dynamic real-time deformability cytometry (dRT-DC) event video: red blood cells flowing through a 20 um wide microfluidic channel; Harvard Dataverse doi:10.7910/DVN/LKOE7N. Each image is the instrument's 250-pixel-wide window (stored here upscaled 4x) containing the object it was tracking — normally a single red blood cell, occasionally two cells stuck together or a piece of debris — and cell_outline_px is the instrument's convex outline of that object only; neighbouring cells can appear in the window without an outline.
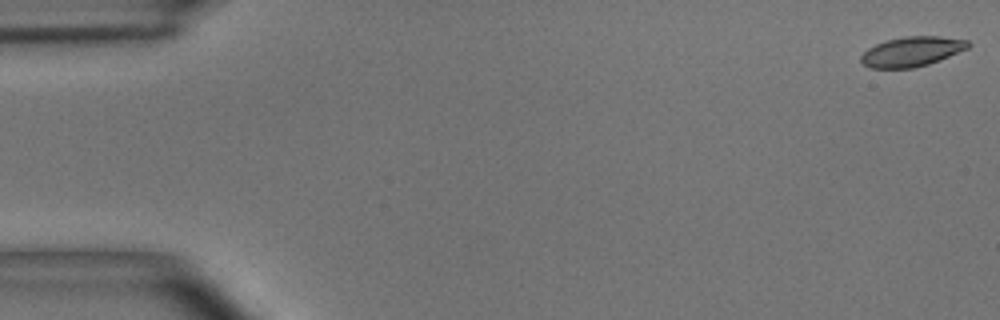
{"species": "common noctule bat (a hibernating species)", "species_latin": "Nyctalus noctula", "temperature_condition": "room temperature", "stored_images_in_passage": 8, "camera_frame_rate_fps": 3000, "um_per_image_px": 0.085, "animal": {"sex": "male", "body_mass_g": 15.6}, "frame": {"image": 1, "passage_image": 1, "time_ms": 0.0, "image_size_px": [1000, 320], "cell_outline_px": [[972, 44], [968, 48], [928, 64], [912, 68], [868, 68], [860, 60], [860, 56], [868, 48], [876, 44], [888, 40], [904, 36], [940, 36], [968, 40]], "centroid_in_image_um": [77.5, 4.38], "position_along_channel_um": 7.5, "area_um2": 18.5}}